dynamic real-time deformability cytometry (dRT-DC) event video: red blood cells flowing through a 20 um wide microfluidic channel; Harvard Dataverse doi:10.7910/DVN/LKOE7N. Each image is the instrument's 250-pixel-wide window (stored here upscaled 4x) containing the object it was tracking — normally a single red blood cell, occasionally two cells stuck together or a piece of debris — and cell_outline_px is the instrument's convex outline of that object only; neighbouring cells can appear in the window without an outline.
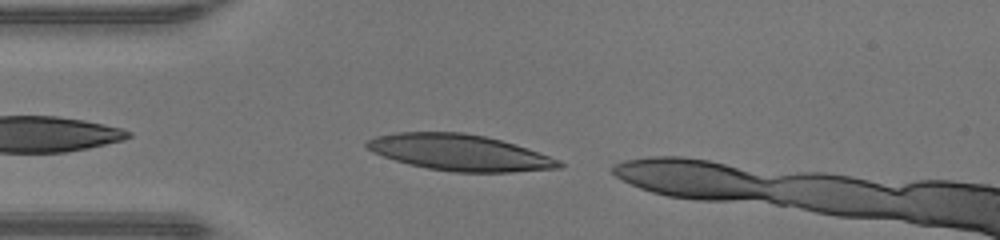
{"species": "human", "species_latin": "Homo sapiens", "temperature_condition": "warm", "stored_images_in_passage": 30, "camera_frame_rate_fps": 3000, "um_per_image_px": 0.085, "donor": {"sex": "male"}, "frame": {"image": 1, "passage_image": 2, "time_ms": 0.333, "image_size_px": [1000, 240], "cell_outline_px": [[564, 164], [560, 168], [512, 172], [456, 172], [428, 168], [408, 164], [384, 156], [368, 148], [364, 144], [368, 140], [376, 136], [396, 132], [464, 132], [484, 136], [500, 140], [560, 160]], "centroid_in_image_um": [39.05, 12.96], "position_along_channel_um": 45.9, "area_um2": 39.94}}
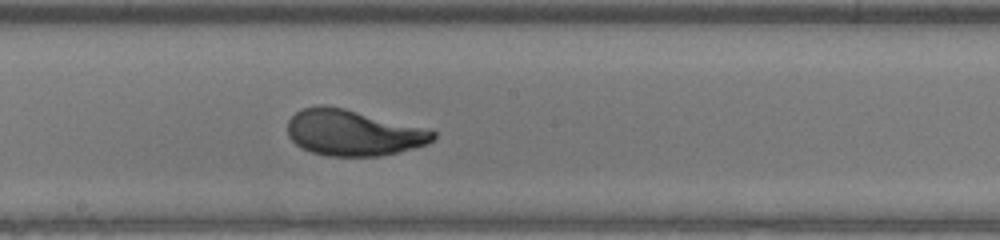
{"frame": {"image": 2, "passage_image": 15, "time_ms": 4.667, "image_size_px": [1000, 240], "cell_outline_px": [[436, 136], [428, 144], [400, 152], [380, 156], [328, 156], [312, 152], [296, 144], [288, 136], [288, 120], [296, 112], [304, 108], [316, 104], [324, 104], [344, 108], [436, 132]], "centroid_in_image_um": [29.97, 11.29], "position_along_channel_um": 218.2, "area_um2": 38.55}}
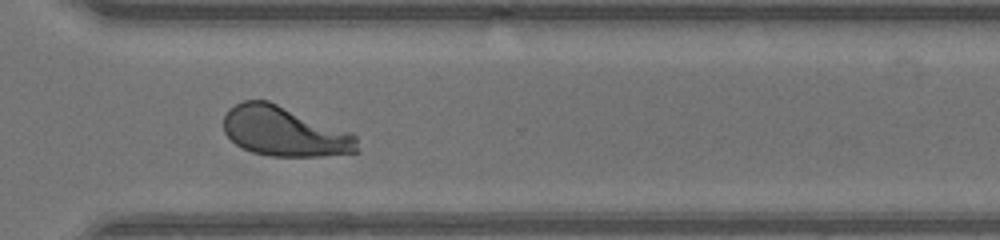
{"frame": {"image": 3, "passage_image": 24, "time_ms": 7.667, "image_size_px": [1000, 240], "cell_outline_px": [[360, 152], [320, 156], [268, 156], [252, 152], [236, 144], [224, 132], [224, 116], [228, 108], [244, 100], [268, 100], [352, 132], [356, 136]], "centroid_in_image_um": [24.2, 11.17], "position_along_channel_um": 346.4, "area_um2": 38.96}}